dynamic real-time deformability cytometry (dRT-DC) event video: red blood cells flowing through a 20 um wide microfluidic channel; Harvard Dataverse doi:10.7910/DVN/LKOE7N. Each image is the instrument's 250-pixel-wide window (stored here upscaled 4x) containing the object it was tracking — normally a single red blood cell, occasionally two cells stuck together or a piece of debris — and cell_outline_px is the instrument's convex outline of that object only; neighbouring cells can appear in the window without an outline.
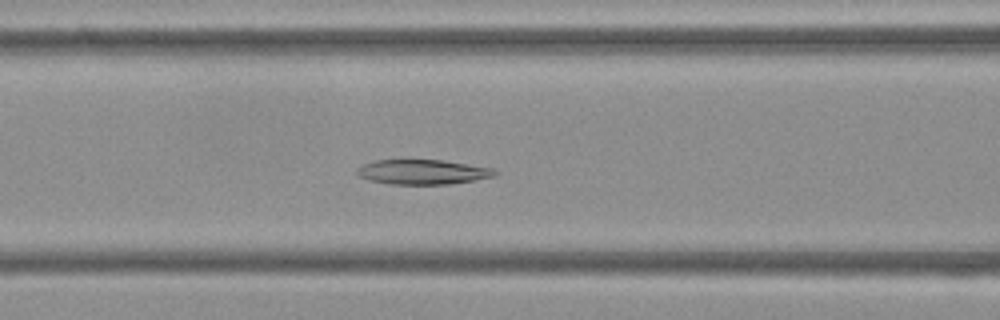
{"species": "Egyptian fruit bat (a non-hibernating species)", "species_latin": "Rousettus aegyptiacus", "temperature_condition": "cold", "stored_images_in_passage": 54, "camera_frame_rate_fps": 3000, "um_per_image_px": 0.085, "frame": {"image": 1, "passage_image": 22, "time_ms": 7.0, "image_size_px": [1000, 320], "cell_outline_px": [[500, 172], [496, 176], [448, 184], [392, 184], [368, 180], [360, 176], [356, 172], [356, 168], [364, 164], [376, 160], [440, 160], [496, 168]], "centroid_in_image_um": [35.96, 14.61], "position_along_channel_um": 130.6, "area_um2": 19.88}}
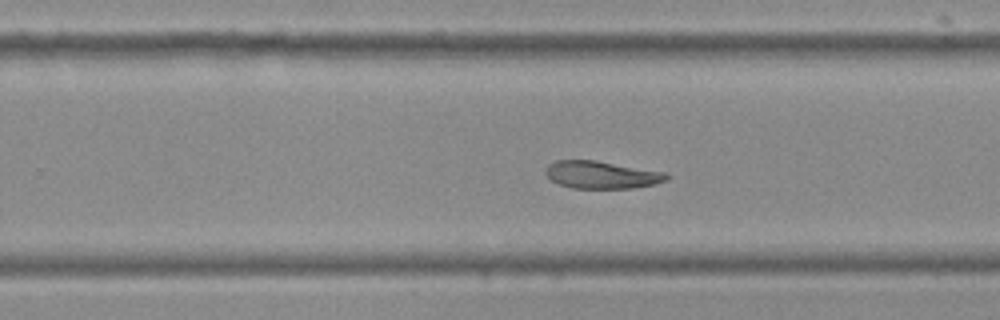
{"frame": {"image": 2, "passage_image": 34, "time_ms": 11.0, "image_size_px": [1000, 320], "cell_outline_px": [[668, 180], [656, 184], [632, 188], [572, 188], [560, 184], [552, 180], [544, 172], [548, 164], [556, 160], [596, 160], [668, 172]], "centroid_in_image_um": [51.18, 14.85], "position_along_channel_um": 278.6, "area_um2": 19.54}}
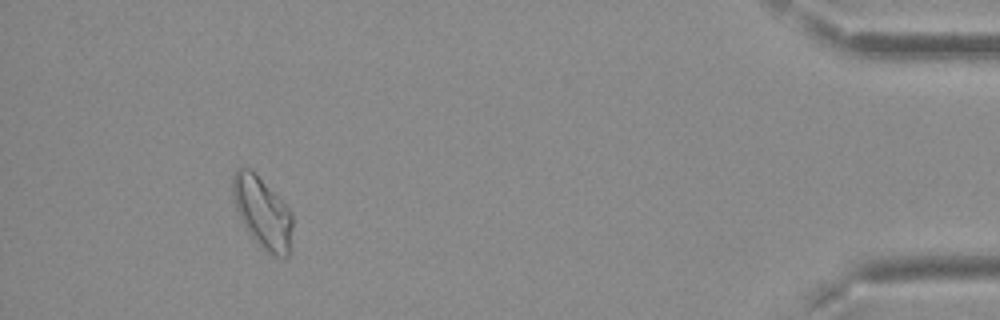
{"frame": {"image": 3, "passage_image": 50, "time_ms": 16.333, "image_size_px": [1000, 320], "cell_outline_px": [[292, 248], [288, 256], [284, 260], [264, 252], [248, 232], [232, 200], [232, 176], [236, 168], [248, 168], [288, 208], [292, 216]], "centroid_in_image_um": [22.32, 18.17], "position_along_channel_um": 412.9, "area_um2": 24.68}}